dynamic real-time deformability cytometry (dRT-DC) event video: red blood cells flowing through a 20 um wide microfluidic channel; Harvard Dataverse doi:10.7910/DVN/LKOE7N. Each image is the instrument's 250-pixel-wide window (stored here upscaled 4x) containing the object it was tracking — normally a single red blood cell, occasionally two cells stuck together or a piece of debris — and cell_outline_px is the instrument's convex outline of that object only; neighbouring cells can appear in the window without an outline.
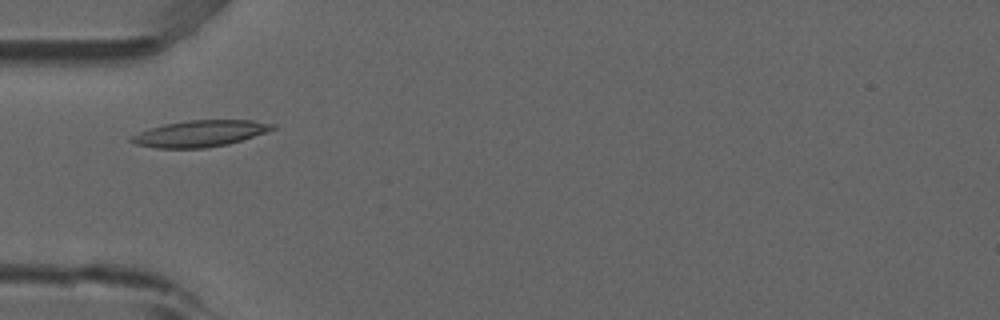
{"species": "common noctule bat (a hibernating species)", "species_latin": "Nyctalus noctula", "temperature_condition": "room temperature", "stored_images_in_passage": 49, "camera_frame_rate_fps": 3000, "um_per_image_px": 0.085, "animal": {"sex": "male", "forearm_length_mm": 52.5}, "frame": {"image": 1, "passage_image": 13, "time_ms": 4.0, "image_size_px": [1000, 320], "cell_outline_px": [[276, 128], [228, 144], [204, 148], [156, 148], [136, 144], [128, 140], [132, 136], [148, 128], [164, 124], [188, 120], [252, 120], [276, 124]], "centroid_in_image_um": [16.97, 11.34], "position_along_channel_um": 68.0, "area_um2": 21.5}}
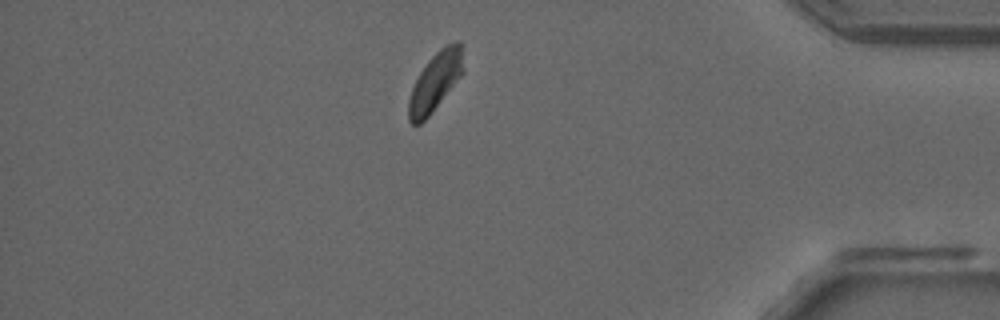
{"frame": {"image": 2, "passage_image": 42, "time_ms": 13.667, "image_size_px": [1000, 320], "cell_outline_px": [[464, 72], [428, 116], [420, 124], [412, 124], [408, 120], [408, 100], [412, 88], [420, 72], [428, 60], [444, 44], [456, 40], [460, 40], [464, 68]], "centroid_in_image_um": [37.0, 6.9], "position_along_channel_um": 398.2, "area_um2": 18.55}}
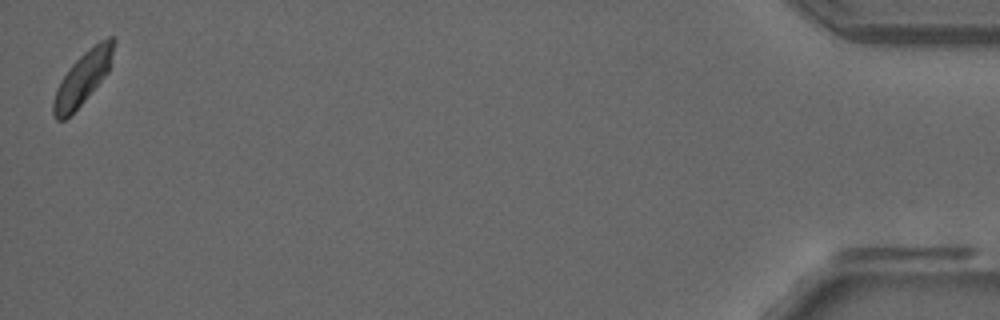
{"frame": {"image": 3, "passage_image": 49, "time_ms": 16.0, "image_size_px": [1000, 320], "cell_outline_px": [[116, 40], [108, 72], [84, 100], [64, 120], [56, 120], [52, 112], [52, 104], [56, 88], [60, 80], [72, 64], [88, 48], [100, 40], [108, 36], [116, 36]], "centroid_in_image_um": [7.03, 6.59], "position_along_channel_um": 428.2, "area_um2": 18.32}, "authors_computed_cell_mechanics": {"area_um2": 19.4208, "velocity_mm_per_s": 3.7964, "shape_relaxation_time_tau1_ms": 10.1746, "shape_relaxation_time_tau2_ms": null, "deformation_change_tau1": 0.1574, "deformation_change_tau2": null}}